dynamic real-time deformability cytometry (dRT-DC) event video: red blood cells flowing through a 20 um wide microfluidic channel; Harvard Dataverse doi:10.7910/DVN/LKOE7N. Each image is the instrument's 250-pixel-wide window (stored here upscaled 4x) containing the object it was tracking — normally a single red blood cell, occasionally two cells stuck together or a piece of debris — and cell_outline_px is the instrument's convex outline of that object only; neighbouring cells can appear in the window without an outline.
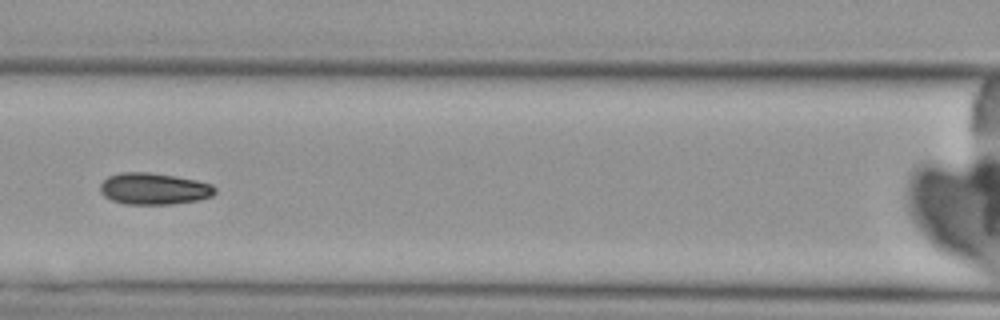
{"species": "Egyptian fruit bat (a non-hibernating species)", "species_latin": "Rousettus aegyptiacus", "temperature_condition": "cold", "stored_images_in_passage": 7, "camera_frame_rate_fps": 3000, "um_per_image_px": 0.085, "animal": {"sex": "female"}, "frame": {"image": 1, "passage_image": 7, "time_ms": 8.0, "image_size_px": [1000, 320], "cell_outline_px": [[216, 192], [212, 196], [200, 200], [172, 204], [124, 204], [112, 200], [104, 196], [100, 192], [100, 184], [108, 176], [120, 172], [148, 172], [176, 176], [196, 180], [212, 184], [216, 188]], "centroid_in_image_um": [13.09, 16.04], "position_along_channel_um": 153.5, "area_um2": 21.33}}